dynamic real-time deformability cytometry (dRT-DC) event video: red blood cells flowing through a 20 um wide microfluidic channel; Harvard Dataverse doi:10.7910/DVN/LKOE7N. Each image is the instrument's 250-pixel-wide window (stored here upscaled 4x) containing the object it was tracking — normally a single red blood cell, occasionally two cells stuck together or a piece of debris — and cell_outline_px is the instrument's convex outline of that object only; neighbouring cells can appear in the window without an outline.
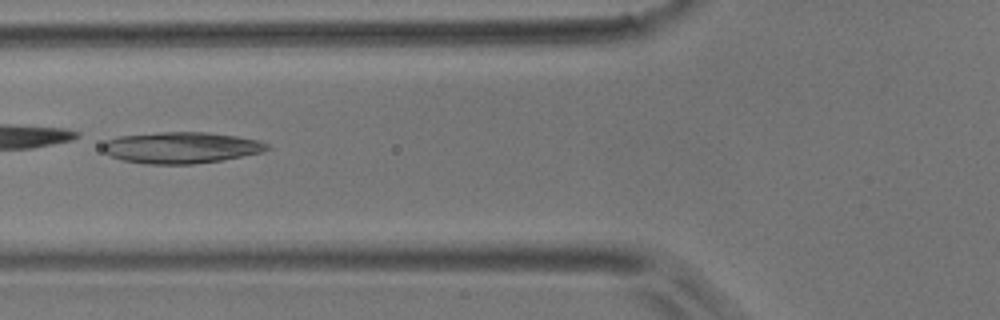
{"species": "common noctule bat (a hibernating species)", "species_latin": "Nyctalus noctula", "temperature_condition": "room temperature", "stored_images_in_passage": 51, "camera_frame_rate_fps": 3000, "um_per_image_px": 0.085, "animal": {"sex": "male", "body_mass_g": 17.9}, "frame": {"image": 1, "passage_image": 18, "time_ms": 5.667, "image_size_px": [1000, 320], "cell_outline_px": [[272, 148], [260, 152], [220, 160], [192, 164], [144, 164], [124, 160], [112, 156], [104, 152], [104, 144], [108, 140], [120, 136], [160, 132], [208, 132], [236, 136], [256, 140], [268, 144]], "centroid_in_image_um": [15.4, 12.54], "position_along_channel_um": 110.4, "area_um2": 29.59}}